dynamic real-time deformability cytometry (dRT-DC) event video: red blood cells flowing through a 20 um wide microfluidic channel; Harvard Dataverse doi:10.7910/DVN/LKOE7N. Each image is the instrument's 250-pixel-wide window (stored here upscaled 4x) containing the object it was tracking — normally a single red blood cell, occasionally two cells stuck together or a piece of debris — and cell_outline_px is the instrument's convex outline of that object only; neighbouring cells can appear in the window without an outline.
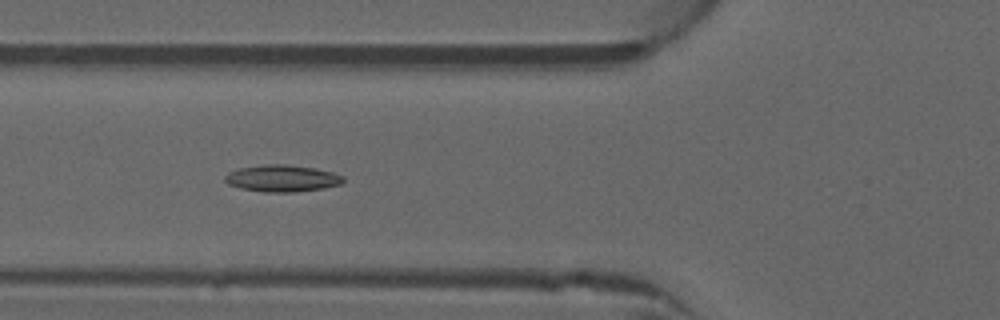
{"species": "common noctule bat (a hibernating species)", "species_latin": "Nyctalus noctula", "temperature_condition": "warm", "stored_images_in_passage": 38, "camera_frame_rate_fps": 3000, "um_per_image_px": 0.085, "animal": {"sex": "male", "forearm_length_mm": 52.5}, "frame": {"image": 1, "passage_image": 6, "time_ms": 1.667, "image_size_px": [1000, 320], "cell_outline_px": [[344, 180], [340, 184], [324, 188], [296, 192], [264, 192], [240, 188], [228, 184], [224, 180], [224, 176], [228, 172], [240, 168], [268, 164], [288, 164], [316, 168], [332, 172], [344, 176]], "centroid_in_image_um": [23.98, 15.16], "position_along_channel_um": 101.8, "area_um2": 18.55}}
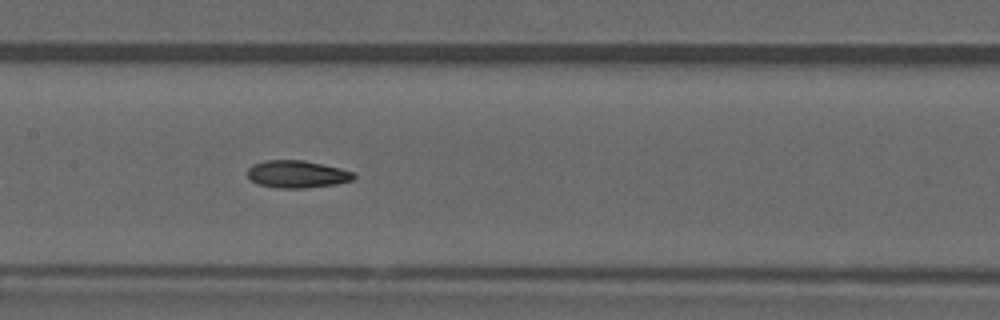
{"frame": {"image": 2, "passage_image": 12, "time_ms": 3.667, "image_size_px": [1000, 320], "cell_outline_px": [[356, 176], [352, 180], [336, 184], [304, 188], [276, 188], [256, 184], [248, 176], [248, 168], [252, 164], [264, 160], [304, 160], [340, 168], [356, 172]], "centroid_in_image_um": [25.25, 14.8], "position_along_channel_um": 182.2, "area_um2": 17.11}, "authors_computed_cell_mechanics": {"area_um2": 16.7331, "velocity_mm_per_s": 3.9959, "shape_relaxation_time_tau1_ms": null, "shape_relaxation_time_tau2_ms": 3.4011, "deformation_change_tau1": null, "deformation_change_tau2": 0.0985}}